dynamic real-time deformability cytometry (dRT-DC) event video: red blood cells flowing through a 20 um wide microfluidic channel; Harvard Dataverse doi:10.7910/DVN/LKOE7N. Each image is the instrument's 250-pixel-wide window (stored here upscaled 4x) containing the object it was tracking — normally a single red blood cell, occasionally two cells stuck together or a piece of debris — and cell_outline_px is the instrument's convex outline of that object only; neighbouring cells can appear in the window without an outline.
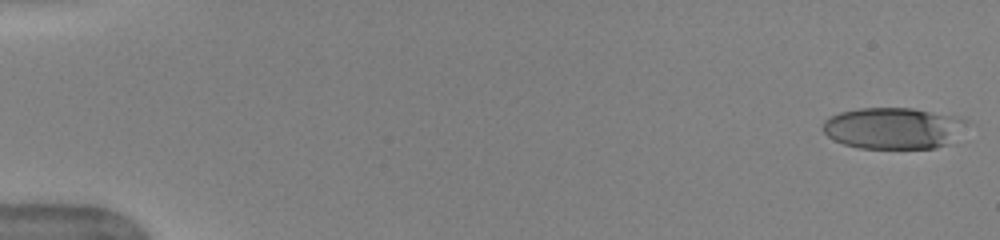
{"species": "human", "species_latin": "Homo sapiens", "temperature_condition": "warm", "stored_images_in_passage": 51, "camera_frame_rate_fps": 3000, "um_per_image_px": 0.085, "donor": {"sex": "female"}, "frame": {"image": 1, "passage_image": 1, "time_ms": 0.0, "image_size_px": [1000, 240], "cell_outline_px": [[968, 120], [948, 144], [936, 148], [860, 148], [844, 144], [832, 140], [824, 132], [824, 120], [828, 116], [840, 112], [860, 108], [912, 108]], "centroid_in_image_um": [75.83, 10.9], "position_along_channel_um": 9.2, "area_um2": 34.16}}
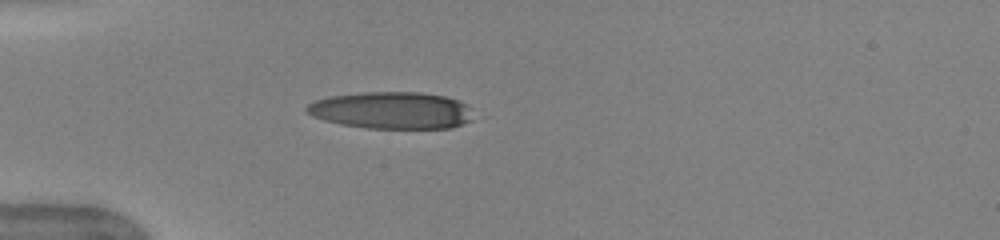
{"frame": {"image": 2, "passage_image": 15, "time_ms": 4.667, "image_size_px": [1000, 240], "cell_outline_px": [[472, 120], [464, 124], [452, 128], [368, 128], [340, 124], [324, 120], [312, 116], [304, 108], [308, 104], [316, 100], [328, 96], [364, 92], [420, 92], [444, 96], [460, 100], [468, 104]], "centroid_in_image_um": [33.3, 9.38], "position_along_channel_um": 51.7, "area_um2": 36.07}}
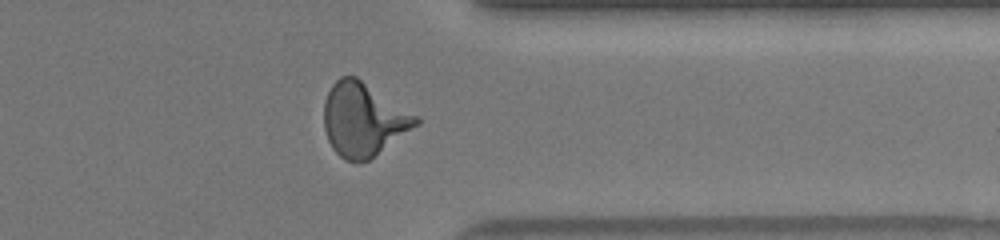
{"frame": {"image": 3, "passage_image": 41, "time_ms": 13.333, "image_size_px": [1000, 240], "cell_outline_px": [[420, 124], [368, 160], [360, 164], [344, 160], [332, 148], [328, 140], [324, 128], [324, 100], [332, 84], [340, 76], [356, 76], [420, 116]], "centroid_in_image_um": [30.9, 10.16], "position_along_channel_um": 380.5, "area_um2": 39.71}, "authors_computed_cell_mechanics": {"area_um2": 36.5296, "velocity_mm_per_s": 4.0178, "shape_relaxation_time_tau1_ms": 4.7619, "shape_relaxation_time_tau2_ms": 0.908, "deformation_change_tau1": 0.2338, "deformation_change_tau2": 0.1102}}